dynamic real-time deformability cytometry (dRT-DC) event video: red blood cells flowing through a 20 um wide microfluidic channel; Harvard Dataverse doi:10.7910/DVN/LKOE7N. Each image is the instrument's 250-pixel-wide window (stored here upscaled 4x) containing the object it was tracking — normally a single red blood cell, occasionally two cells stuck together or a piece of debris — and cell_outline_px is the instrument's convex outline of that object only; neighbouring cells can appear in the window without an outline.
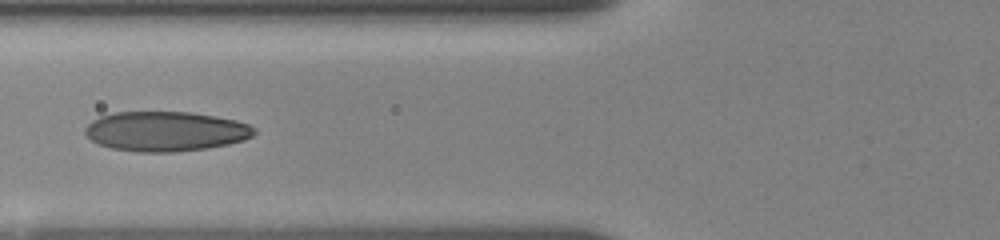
{"species": "human", "species_latin": "Homo sapiens", "temperature_condition": "room temperature", "stored_images_in_passage": 16, "camera_frame_rate_fps": 3000, "um_per_image_px": 0.085, "donor": {"sex": "female"}, "frame": {"image": 1, "passage_image": 10, "time_ms": 5.333, "image_size_px": [1000, 240], "cell_outline_px": [[256, 132], [252, 136], [244, 140], [228, 144], [208, 148], [172, 152], [136, 152], [112, 148], [100, 144], [92, 140], [84, 132], [84, 128], [92, 120], [100, 116], [112, 112], [192, 112], [216, 116], [236, 120], [248, 124], [256, 128]], "centroid_in_image_um": [14.09, 11.16], "position_along_channel_um": 111.7, "area_um2": 39.36}}
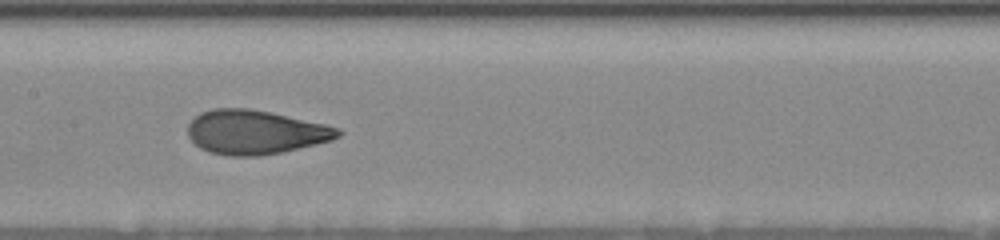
{"frame": {"image": 2, "passage_image": 12, "time_ms": 7.333, "image_size_px": [1000, 240], "cell_outline_px": [[344, 132], [340, 136], [332, 140], [316, 144], [280, 152], [260, 156], [228, 156], [208, 152], [200, 148], [188, 136], [188, 124], [200, 112], [212, 108], [248, 108], [268, 112], [324, 124], [340, 128]], "centroid_in_image_um": [21.68, 11.24], "position_along_channel_um": 185.7, "area_um2": 38.49}}
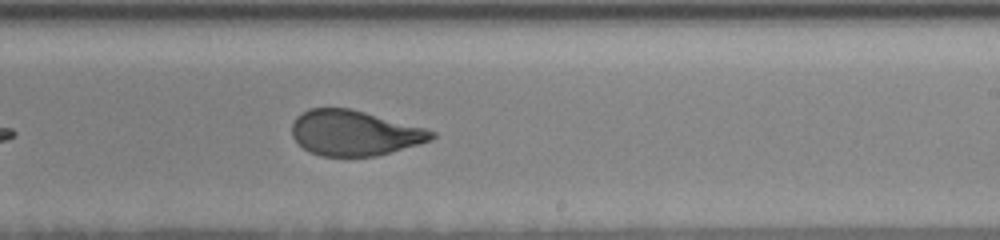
{"frame": {"image": 3, "passage_image": 16, "time_ms": 9.333, "image_size_px": [1000, 240], "cell_outline_px": [[436, 136], [432, 140], [376, 156], [320, 156], [308, 152], [292, 136], [292, 124], [296, 116], [308, 108], [352, 108], [424, 128], [436, 132]], "centroid_in_image_um": [30.1, 11.3], "position_along_channel_um": 258.9, "area_um2": 36.82}}